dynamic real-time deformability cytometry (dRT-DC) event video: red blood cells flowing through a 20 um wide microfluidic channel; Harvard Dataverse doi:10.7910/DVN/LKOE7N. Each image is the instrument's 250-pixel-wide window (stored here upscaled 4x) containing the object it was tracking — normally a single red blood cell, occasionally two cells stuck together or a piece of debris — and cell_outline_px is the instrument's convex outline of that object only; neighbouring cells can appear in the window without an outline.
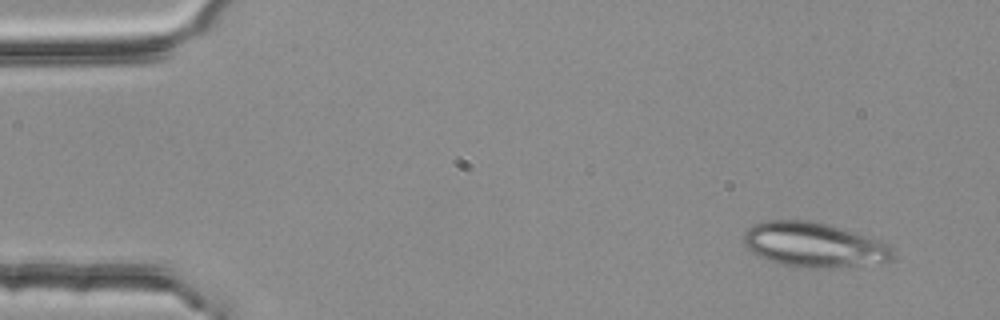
{"species": "common noctule bat (a hibernating species)", "species_latin": "Nyctalus noctula", "temperature_condition": "room temperature", "stored_images_in_passage": 5, "camera_frame_rate_fps": 3000, "um_per_image_px": 0.085, "animal": {"sex": "female", "body_mass_g": 25.1}, "frame": {"image": 1, "passage_image": 1, "time_ms": 0.0, "image_size_px": [1000, 320], "cell_outline_px": [[892, 260], [836, 268], [780, 264], [756, 256], [744, 244], [744, 232], [752, 224], [768, 220], [808, 220], [824, 224], [880, 240], [888, 244], [892, 252]], "centroid_in_image_um": [69.12, 20.79], "position_along_channel_um": 15.9, "area_um2": 38.09}}